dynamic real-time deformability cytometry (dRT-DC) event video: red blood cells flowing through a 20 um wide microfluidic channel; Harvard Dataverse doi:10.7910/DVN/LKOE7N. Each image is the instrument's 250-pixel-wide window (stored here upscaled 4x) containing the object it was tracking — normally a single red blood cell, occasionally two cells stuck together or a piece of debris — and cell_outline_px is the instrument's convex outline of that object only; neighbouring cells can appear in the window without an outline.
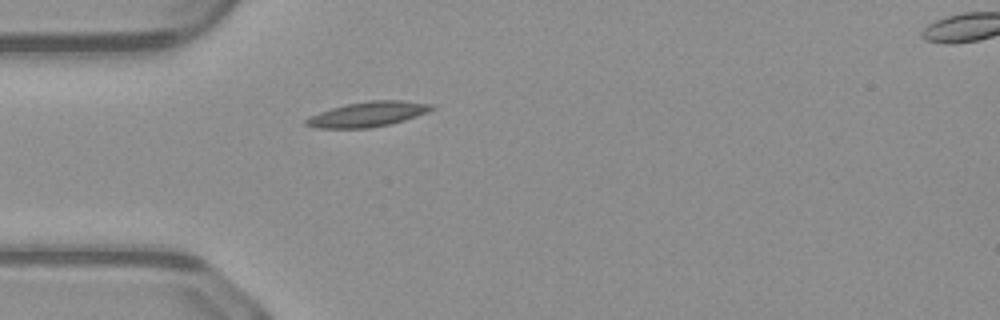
{"species": "common noctule bat (a hibernating species)", "species_latin": "Nyctalus noctula", "temperature_condition": "warm", "stored_images_in_passage": 37, "camera_frame_rate_fps": 3000, "um_per_image_px": 0.085, "animal": {"sex": "male", "body_mass_g": 23.1, "forearm_length_mm": 52.7}, "frame": {"image": 1, "passage_image": 1, "time_ms": 0.0, "image_size_px": [1000, 320], "cell_outline_px": [[436, 108], [428, 112], [404, 120], [388, 124], [368, 128], [316, 128], [304, 124], [304, 120], [308, 116], [344, 104], [368, 100], [400, 100], [432, 104]], "centroid_in_image_um": [31.24, 9.7], "position_along_channel_um": 53.8, "area_um2": 18.32}}
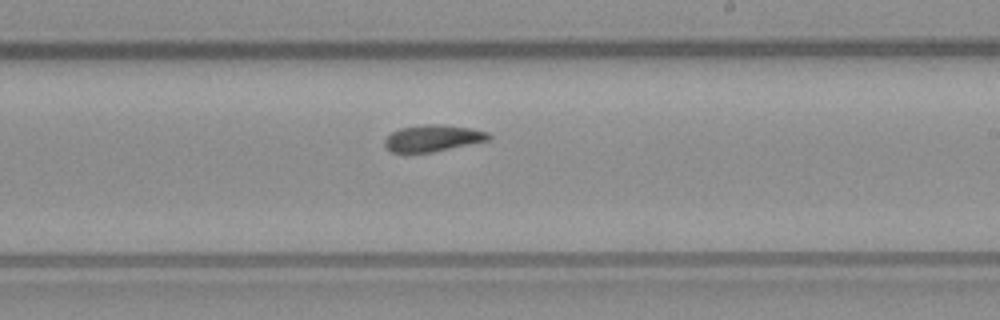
{"frame": {"image": 2, "passage_image": 16, "time_ms": 5.0, "image_size_px": [1000, 320], "cell_outline_px": [[492, 136], [488, 140], [432, 152], [392, 152], [384, 144], [384, 140], [392, 132], [400, 128], [424, 124], [444, 124], [472, 128], [488, 132]], "centroid_in_image_um": [36.81, 11.73], "position_along_channel_um": 252.2, "area_um2": 16.01}}
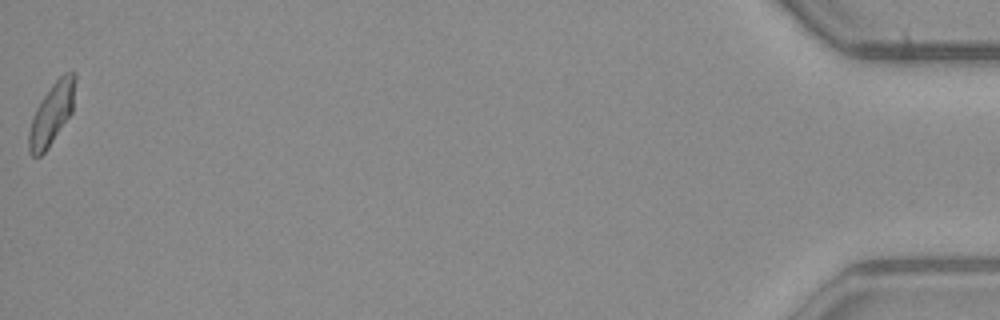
{"frame": {"image": 3, "passage_image": 37, "time_ms": 12.0, "image_size_px": [1000, 320], "cell_outline_px": [[76, 80], [72, 112], [48, 148], [40, 156], [32, 156], [28, 152], [28, 132], [32, 116], [40, 100], [52, 84], [64, 72], [76, 72]], "centroid_in_image_um": [4.38, 9.66], "position_along_channel_um": 430.8, "area_um2": 16.76}, "authors_computed_cell_mechanics": {"area_um2": 16.3574, "velocity_mm_per_s": 4.0864, "shape_relaxation_time_tau1_ms": 8.1459, "shape_relaxation_time_tau2_ms": null, "deformation_change_tau1": 0.1861, "deformation_change_tau2": null}}